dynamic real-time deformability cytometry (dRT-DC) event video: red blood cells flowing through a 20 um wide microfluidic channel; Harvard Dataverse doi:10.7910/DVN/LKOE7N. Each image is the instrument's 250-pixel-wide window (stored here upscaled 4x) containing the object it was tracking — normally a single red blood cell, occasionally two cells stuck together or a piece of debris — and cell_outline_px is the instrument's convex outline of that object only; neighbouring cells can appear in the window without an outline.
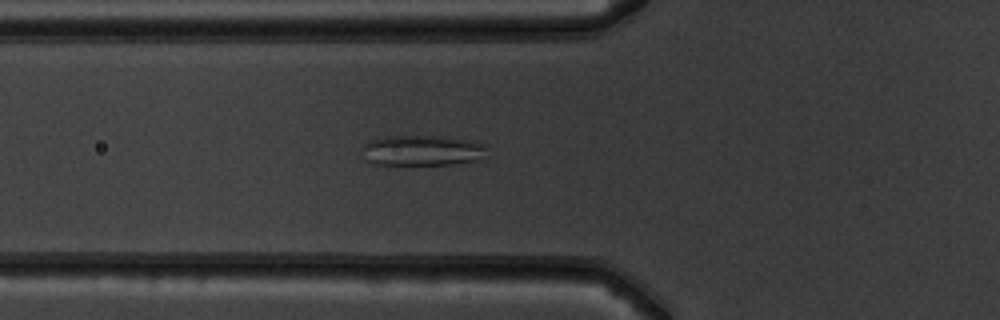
{"species": "common noctule bat (a hibernating species)", "species_latin": "Nyctalus noctula", "temperature_condition": "warm", "stored_images_in_passage": 51, "camera_frame_rate_fps": 3000, "um_per_image_px": 0.085, "animal": {"sex": "male", "body_mass_g": 19.5, "forearm_length_mm": 54.6}, "frame": {"image": 1, "passage_image": 19, "time_ms": 6.0, "image_size_px": [1000, 320], "cell_outline_px": [[484, 160], [452, 164], [376, 164], [368, 160], [360, 148], [368, 140], [388, 136], [428, 136], [468, 140], [484, 144]], "centroid_in_image_um": [35.87, 12.79], "position_along_channel_um": 89.9, "area_um2": 21.91}}
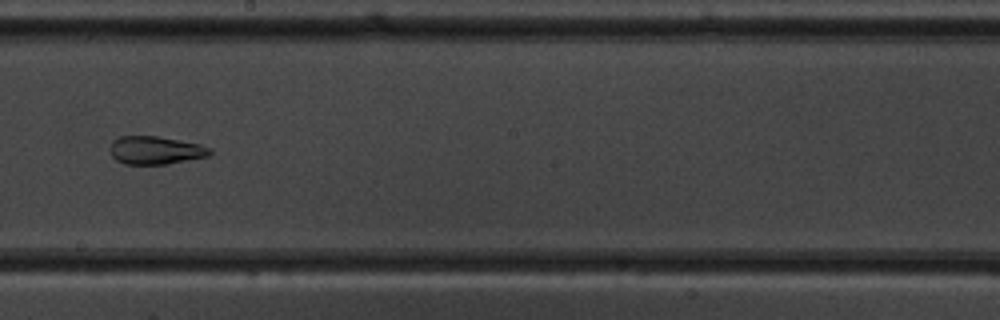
{"frame": {"image": 2, "passage_image": 30, "time_ms": 9.667, "image_size_px": [1000, 320], "cell_outline_px": [[212, 152], [208, 156], [164, 164], [124, 164], [116, 160], [112, 156], [108, 148], [112, 140], [120, 136], [156, 136], [200, 144], [212, 148]], "centroid_in_image_um": [13.17, 12.76], "position_along_channel_um": 235.0, "area_um2": 16.36}}
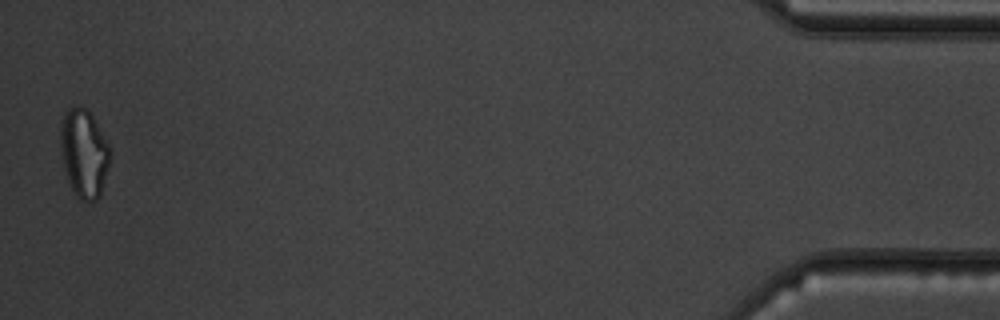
{"frame": {"image": 3, "passage_image": 51, "time_ms": 16.667, "image_size_px": [1000, 320], "cell_outline_px": [[108, 164], [100, 196], [96, 200], [80, 200], [72, 188], [68, 180], [64, 168], [60, 144], [60, 120], [64, 112], [68, 108], [84, 108], [92, 116], [108, 144]], "centroid_in_image_um": [7.09, 13.02], "position_along_channel_um": 428.1, "area_um2": 24.8}, "authors_computed_cell_mechanics": {"area_um2": 23.4668, "velocity_mm_per_s": 3.9548, "shape_relaxation_time_tau1_ms": null, "shape_relaxation_time_tau2_ms": 2.4034, "deformation_change_tau1": null, "deformation_change_tau2": 0.1091}}